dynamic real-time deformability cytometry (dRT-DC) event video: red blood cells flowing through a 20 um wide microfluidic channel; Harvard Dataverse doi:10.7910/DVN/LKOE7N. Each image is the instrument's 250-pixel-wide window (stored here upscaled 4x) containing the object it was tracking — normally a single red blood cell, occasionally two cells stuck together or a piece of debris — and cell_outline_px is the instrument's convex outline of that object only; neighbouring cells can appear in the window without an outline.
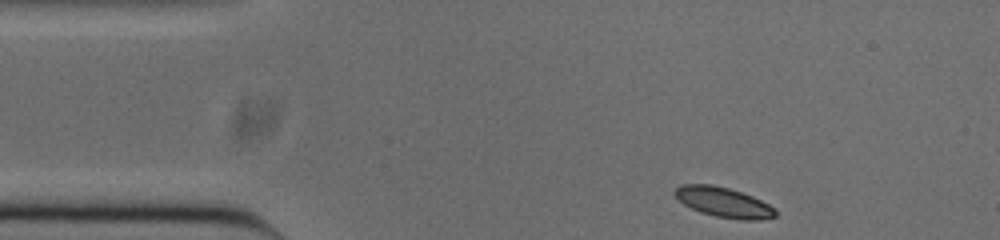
{"species": "common noctule bat (a hibernating species)", "species_latin": "Nyctalus noctula", "temperature_condition": "cold", "stored_images_in_passage": 8, "camera_frame_rate_fps": 3000, "um_per_image_px": 0.085, "animal": {"sex": "male", "body_mass_g": 20.0, "forearm_length_mm": 53.3}, "frame": {"image": 1, "passage_image": 1, "time_ms": 0.0, "image_size_px": [1000, 240], "cell_outline_px": [[776, 216], [760, 220], [740, 220], [716, 216], [700, 212], [684, 204], [672, 192], [680, 184], [712, 184], [728, 188], [752, 196], [776, 208]], "centroid_in_image_um": [61.51, 17.19], "position_along_channel_um": 23.5, "area_um2": 17.51}}